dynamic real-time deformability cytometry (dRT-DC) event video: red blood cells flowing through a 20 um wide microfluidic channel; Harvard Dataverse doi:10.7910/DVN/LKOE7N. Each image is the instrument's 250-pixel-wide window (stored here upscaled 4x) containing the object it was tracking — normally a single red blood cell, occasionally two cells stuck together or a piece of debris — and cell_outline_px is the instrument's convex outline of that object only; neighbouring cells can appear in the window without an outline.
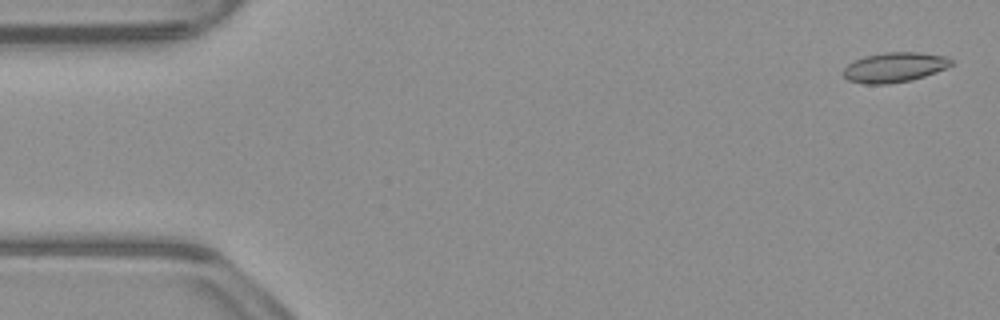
{"species": "common noctule bat (a hibernating species)", "species_latin": "Nyctalus noctula", "temperature_condition": "warm", "stored_images_in_passage": 54, "camera_frame_rate_fps": 3000, "um_per_image_px": 0.085, "animal": {"sex": "male", "body_mass_g": 23.1, "forearm_length_mm": 52.7}, "frame": {"image": 1, "passage_image": 2, "time_ms": 0.333, "image_size_px": [1000, 320], "cell_outline_px": [[956, 60], [952, 64], [936, 72], [912, 80], [888, 84], [864, 84], [848, 80], [844, 76], [844, 68], [848, 64], [864, 56], [884, 52], [920, 52], [948, 56]], "centroid_in_image_um": [76.07, 5.71], "position_along_channel_um": 8.9, "area_um2": 18.9}}
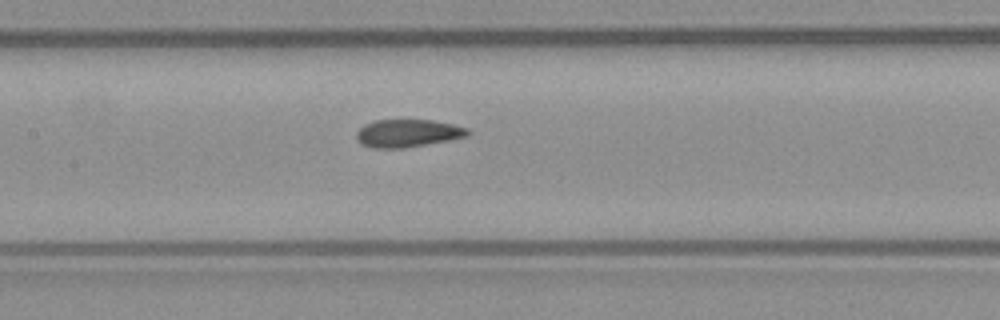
{"frame": {"image": 2, "passage_image": 25, "time_ms": 8.0, "image_size_px": [1000, 320], "cell_outline_px": [[472, 132], [468, 136], [448, 140], [404, 148], [372, 148], [360, 144], [356, 136], [356, 132], [364, 124], [376, 120], [432, 120], [452, 124], [468, 128]], "centroid_in_image_um": [34.65, 11.32], "position_along_channel_um": 172.8, "area_um2": 18.03}}
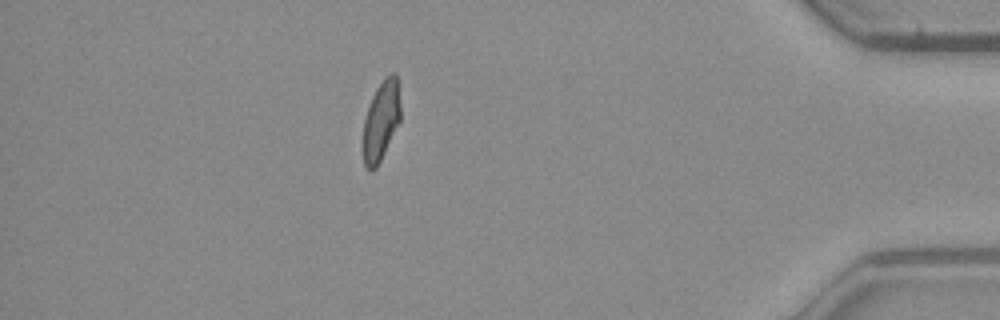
{"frame": {"image": 3, "passage_image": 47, "time_ms": 15.333, "image_size_px": [1000, 320], "cell_outline_px": [[400, 120], [376, 168], [372, 172], [368, 172], [364, 168], [360, 148], [360, 144], [364, 120], [372, 96], [376, 88], [384, 76], [392, 72], [396, 72], [400, 104]], "centroid_in_image_um": [32.32, 10.33], "position_along_channel_um": 402.9, "area_um2": 17.98}, "authors_computed_cell_mechanics": {"area_um2": 18.4671, "velocity_mm_per_s": 3.8338, "shape_relaxation_time_tau1_ms": null, "shape_relaxation_time_tau2_ms": 1.698, "deformation_change_tau1": null, "deformation_change_tau2": 0.0514}}